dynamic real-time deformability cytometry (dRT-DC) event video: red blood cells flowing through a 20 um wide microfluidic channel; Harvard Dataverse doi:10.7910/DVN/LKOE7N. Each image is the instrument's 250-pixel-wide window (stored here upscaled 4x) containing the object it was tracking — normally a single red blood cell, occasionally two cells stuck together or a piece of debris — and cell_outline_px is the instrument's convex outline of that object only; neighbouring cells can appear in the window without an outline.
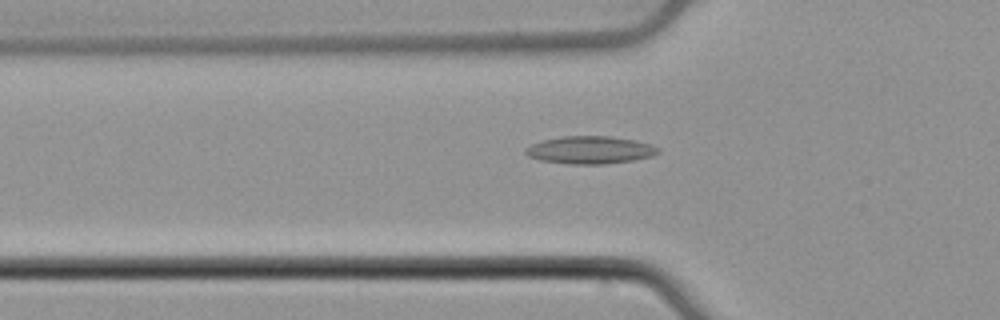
{"species": "common noctule bat (a hibernating species)", "species_latin": "Nyctalus noctula", "temperature_condition": "cold", "stored_images_in_passage": 48, "camera_frame_rate_fps": 3000, "um_per_image_px": 0.085, "animal": {"sex": "male", "body_mass_g": 21.5, "forearm_length_mm": 52.0}, "frame": {"image": 1, "passage_image": 13, "time_ms": 4.0, "image_size_px": [1000, 320], "cell_outline_px": [[660, 152], [652, 156], [632, 160], [604, 164], [568, 164], [540, 160], [528, 156], [524, 152], [524, 148], [532, 144], [544, 140], [564, 136], [612, 136], [632, 140], [648, 144], [660, 148]], "centroid_in_image_um": [50.13, 12.75], "position_along_channel_um": 75.7, "area_um2": 21.21}}
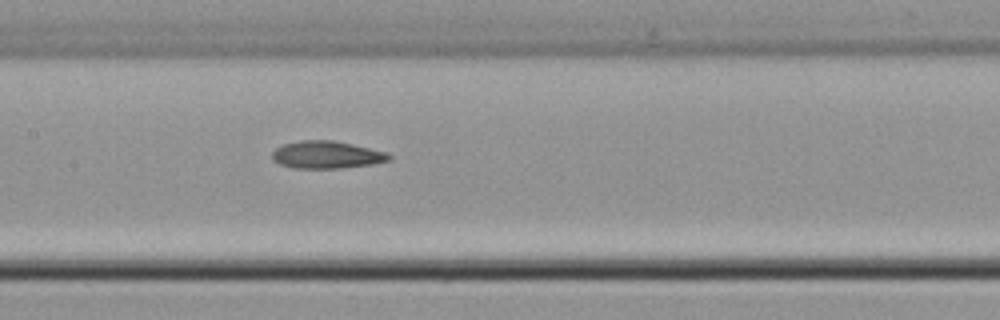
{"frame": {"image": 2, "passage_image": 21, "time_ms": 6.667, "image_size_px": [1000, 320], "cell_outline_px": [[392, 160], [372, 164], [340, 168], [292, 168], [280, 164], [272, 160], [272, 152], [276, 148], [284, 144], [300, 140], [332, 140], [352, 144], [384, 152], [392, 156]], "centroid_in_image_um": [27.74, 13.16], "position_along_channel_um": 179.7, "area_um2": 18.61}}
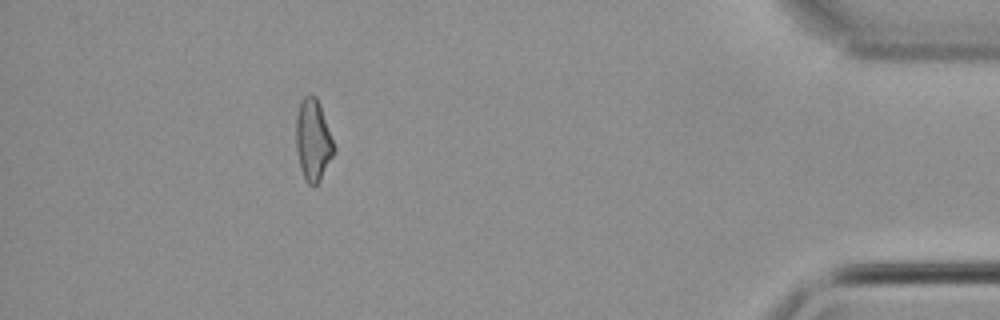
{"frame": {"image": 3, "passage_image": 43, "time_ms": 14.0, "image_size_px": [1000, 320], "cell_outline_px": [[336, 152], [320, 180], [316, 184], [308, 184], [304, 180], [300, 168], [296, 148], [296, 116], [300, 100], [304, 96], [316, 96], [320, 104], [336, 148]], "centroid_in_image_um": [26.62, 11.92], "position_along_channel_um": 408.6, "area_um2": 18.21}, "authors_computed_cell_mechanics": {"area_um2": 18.6116, "velocity_mm_per_s": 3.8845, "shape_relaxation_time_tau1_ms": null, "shape_relaxation_time_tau2_ms": 3.9663, "deformation_change_tau1": null, "deformation_change_tau2": 0.1293}}